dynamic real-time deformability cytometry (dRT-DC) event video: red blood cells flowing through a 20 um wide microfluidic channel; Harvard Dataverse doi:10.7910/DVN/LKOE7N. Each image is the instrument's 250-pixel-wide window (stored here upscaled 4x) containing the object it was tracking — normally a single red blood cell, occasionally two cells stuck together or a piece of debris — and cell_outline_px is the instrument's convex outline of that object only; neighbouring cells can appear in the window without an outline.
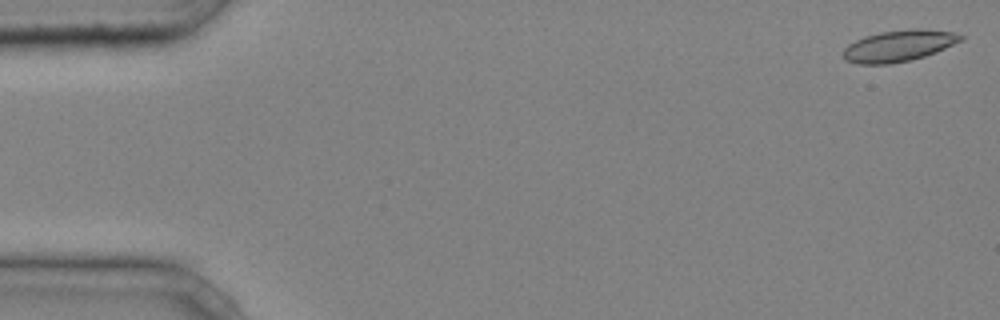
{"species": "common noctule bat (a hibernating species)", "species_latin": "Nyctalus noctula", "temperature_condition": "cold", "stored_images_in_passage": 42, "camera_frame_rate_fps": 3000, "um_per_image_px": 0.085, "animal": {"sex": "male", "body_mass_g": 20.4}, "frame": {"image": 1, "passage_image": 1, "time_ms": 0.0, "image_size_px": [1000, 320], "cell_outline_px": [[964, 40], [936, 52], [924, 56], [908, 60], [888, 64], [860, 64], [848, 60], [844, 56], [844, 48], [848, 44], [864, 36], [880, 32], [908, 28], [920, 28], [952, 32], [964, 36]], "centroid_in_image_um": [76.43, 3.87], "position_along_channel_um": 8.6, "area_um2": 21.39}}
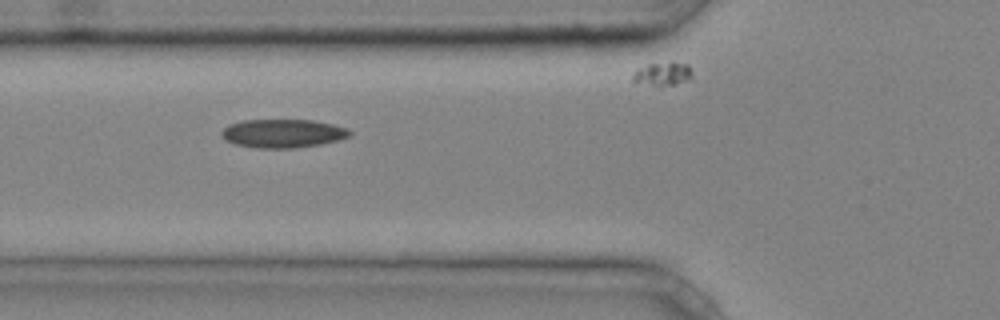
{"frame": {"image": 2, "passage_image": 17, "time_ms": 5.333, "image_size_px": [1000, 320], "cell_outline_px": [[352, 132], [348, 136], [340, 140], [320, 144], [296, 148], [256, 148], [236, 144], [220, 136], [220, 132], [228, 124], [244, 120], [312, 120], [332, 124], [348, 128]], "centroid_in_image_um": [24.04, 11.34], "position_along_channel_um": 101.8, "area_um2": 21.33}}
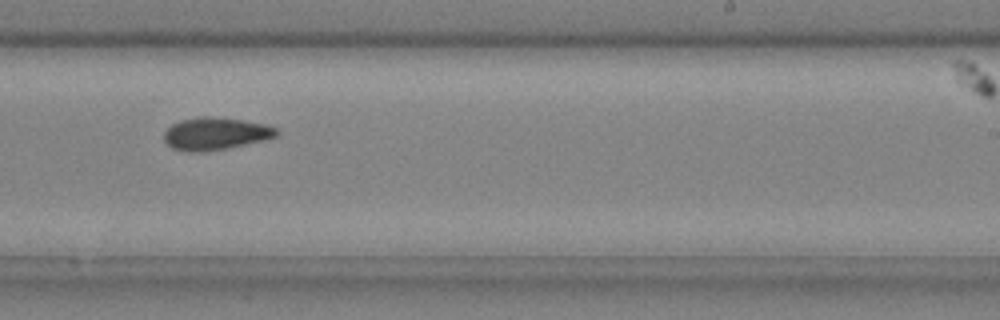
{"frame": {"image": 3, "passage_image": 29, "time_ms": 9.333, "image_size_px": [1000, 320], "cell_outline_px": [[280, 132], [276, 136], [264, 140], [228, 148], [204, 152], [184, 152], [172, 148], [164, 140], [164, 132], [172, 124], [180, 120], [200, 116], [212, 116], [268, 124], [276, 128]], "centroid_in_image_um": [18.31, 11.36], "position_along_channel_um": 270.7, "area_um2": 21.44}}